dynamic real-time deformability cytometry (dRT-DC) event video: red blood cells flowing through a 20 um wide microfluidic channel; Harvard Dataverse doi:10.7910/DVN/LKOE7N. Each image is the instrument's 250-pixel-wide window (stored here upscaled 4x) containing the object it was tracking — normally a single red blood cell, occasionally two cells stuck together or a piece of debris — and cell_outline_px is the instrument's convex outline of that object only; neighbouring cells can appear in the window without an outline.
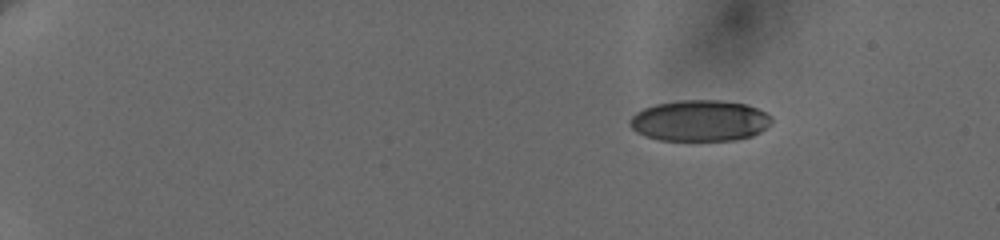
{"species": "human", "species_latin": "Homo sapiens", "temperature_condition": "cold", "stored_images_in_passage": 4, "camera_frame_rate_fps": 3000, "um_per_image_px": 0.085, "donor": {"sex": "female"}, "frame": {"image": 1, "passage_image": 1, "time_ms": 0.0, "image_size_px": [1000, 240], "cell_outline_px": [[772, 124], [760, 132], [752, 136], [736, 140], [660, 140], [644, 136], [636, 132], [628, 124], [628, 120], [636, 112], [644, 108], [656, 104], [680, 100], [724, 100], [744, 104], [756, 108], [772, 116]], "centroid_in_image_um": [59.48, 10.26], "position_along_channel_um": 25.5, "area_um2": 34.16}}